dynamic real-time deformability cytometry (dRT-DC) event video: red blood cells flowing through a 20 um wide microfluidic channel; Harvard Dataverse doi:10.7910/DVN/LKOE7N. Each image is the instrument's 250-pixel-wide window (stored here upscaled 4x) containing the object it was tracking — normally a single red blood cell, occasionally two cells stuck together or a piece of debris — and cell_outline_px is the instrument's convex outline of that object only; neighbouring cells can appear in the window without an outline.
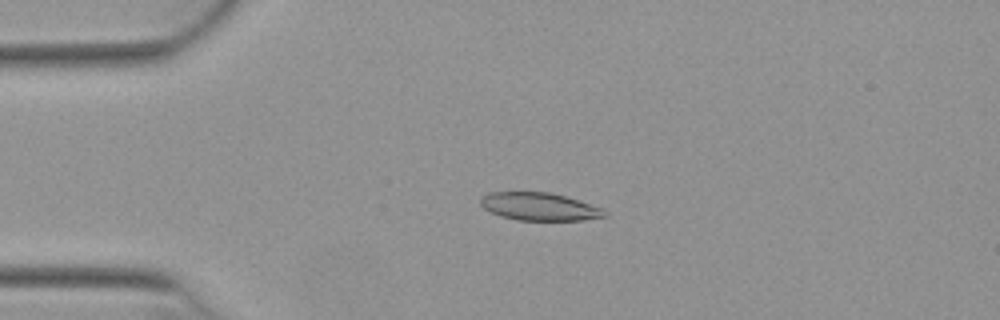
{"species": "Egyptian fruit bat (a non-hibernating species)", "species_latin": "Rousettus aegyptiacus", "temperature_condition": "warm", "stored_images_in_passage": 51, "camera_frame_rate_fps": 3000, "um_per_image_px": 0.085, "animal": {"sex": "female"}, "frame": {"image": 1, "passage_image": 12, "time_ms": 3.667, "image_size_px": [1000, 320], "cell_outline_px": [[608, 216], [584, 220], [516, 220], [500, 216], [484, 208], [480, 204], [480, 196], [488, 192], [552, 192], [604, 208], [608, 212]], "centroid_in_image_um": [45.87, 17.56], "position_along_channel_um": 39.1, "area_um2": 20.35}}
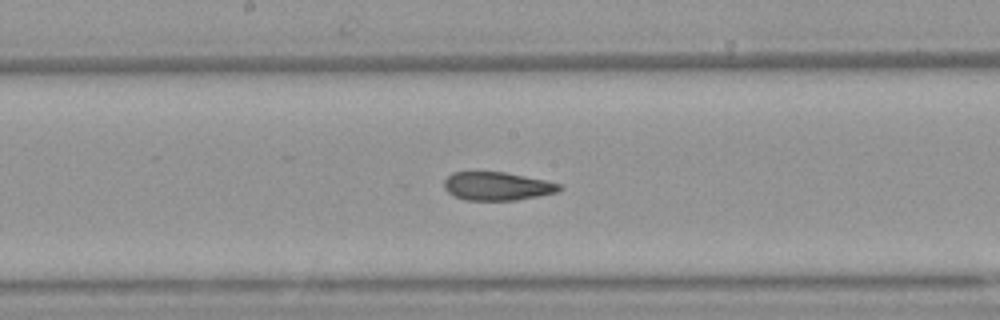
{"frame": {"image": 2, "passage_image": 27, "time_ms": 8.667, "image_size_px": [1000, 320], "cell_outline_px": [[560, 188], [556, 192], [516, 200], [464, 200], [448, 192], [444, 188], [444, 180], [452, 172], [504, 172], [544, 180], [560, 184]], "centroid_in_image_um": [42.2, 15.82], "position_along_channel_um": 206.0, "area_um2": 18.73}}
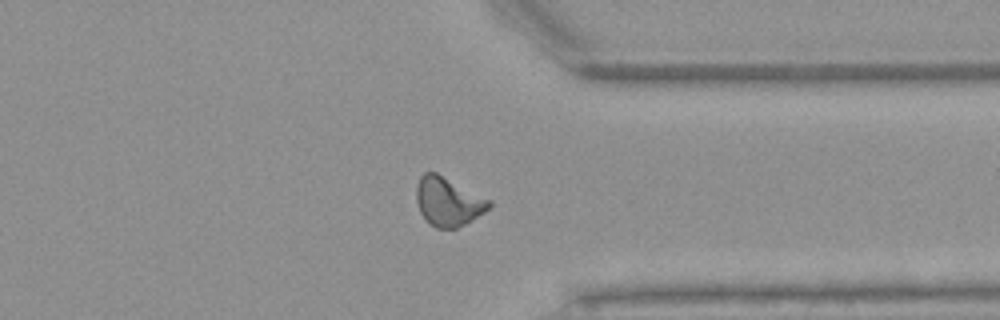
{"frame": {"image": 3, "passage_image": 40, "time_ms": 13.0, "image_size_px": [1000, 320], "cell_outline_px": [[492, 204], [484, 212], [464, 224], [456, 228], [436, 228], [428, 224], [420, 212], [416, 200], [416, 184], [420, 176], [424, 172], [436, 172], [492, 200]], "centroid_in_image_um": [38.07, 17.12], "position_along_channel_um": 373.3, "area_um2": 20.75}, "authors_computed_cell_mechanics": {"area_um2": 20.23, "velocity_mm_per_s": 3.9433, "shape_relaxation_time_tau1_ms": null, "shape_relaxation_time_tau2_ms": 0.8605, "deformation_change_tau1": null, "deformation_change_tau2": 0.0729}}